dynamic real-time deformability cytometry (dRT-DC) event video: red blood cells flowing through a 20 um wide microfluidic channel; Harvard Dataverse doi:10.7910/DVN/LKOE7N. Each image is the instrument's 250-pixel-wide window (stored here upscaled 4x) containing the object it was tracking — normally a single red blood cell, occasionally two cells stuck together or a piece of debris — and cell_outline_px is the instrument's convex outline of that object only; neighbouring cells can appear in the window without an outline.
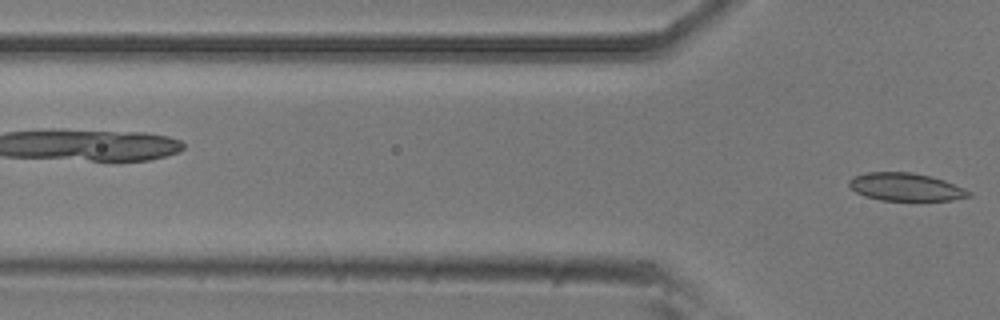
{"species": "common noctule bat (a hibernating species)", "species_latin": "Nyctalus noctula", "temperature_condition": "room temperature", "stored_images_in_passage": 13, "camera_frame_rate_fps": 3000, "um_per_image_px": 0.085, "animal": {"sex": "male", "body_mass_g": 20.5, "forearm_length_mm": 52.5}, "frame": {"image": 1, "passage_image": 13, "time_ms": 4.0, "image_size_px": [1000, 320], "cell_outline_px": [[972, 196], [952, 200], [880, 200], [864, 196], [856, 192], [848, 184], [848, 180], [852, 176], [868, 172], [912, 172], [932, 176], [944, 180], [964, 188], [972, 192]], "centroid_in_image_um": [76.98, 15.88], "position_along_channel_um": 48.8, "area_um2": 19.54}}